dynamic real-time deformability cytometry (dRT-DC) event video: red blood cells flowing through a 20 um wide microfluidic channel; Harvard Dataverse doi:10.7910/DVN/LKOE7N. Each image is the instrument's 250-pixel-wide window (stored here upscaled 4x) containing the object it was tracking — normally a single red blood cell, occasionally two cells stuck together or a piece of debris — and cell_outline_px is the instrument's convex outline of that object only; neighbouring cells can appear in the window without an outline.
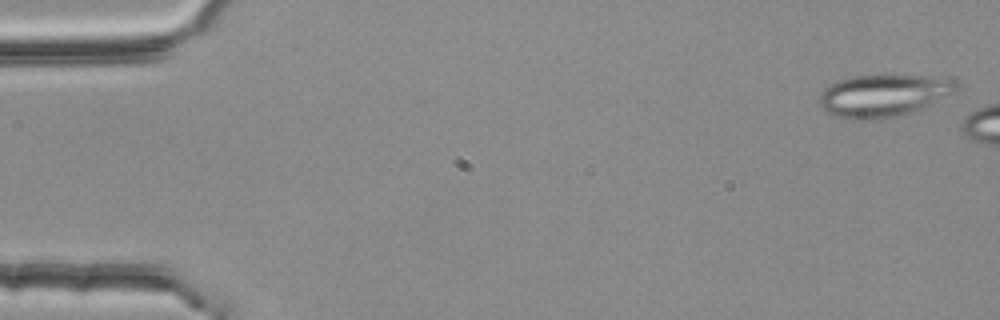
{"species": "common noctule bat (a hibernating species)", "species_latin": "Nyctalus noctula", "temperature_condition": "room temperature", "stored_images_in_passage": 3, "camera_frame_rate_fps": 3000, "um_per_image_px": 0.085, "animal": {"sex": "female", "body_mass_g": 25.1}, "frame": {"image": 1, "passage_image": 1, "time_ms": 0.0, "image_size_px": [1000, 320], "cell_outline_px": [[956, 92], [920, 108], [896, 116], [872, 120], [852, 120], [836, 116], [828, 112], [820, 104], [820, 92], [828, 84], [836, 80], [852, 76], [916, 76], [956, 80]], "centroid_in_image_um": [75.01, 8.13], "position_along_channel_um": 10.0, "area_um2": 33.18}}